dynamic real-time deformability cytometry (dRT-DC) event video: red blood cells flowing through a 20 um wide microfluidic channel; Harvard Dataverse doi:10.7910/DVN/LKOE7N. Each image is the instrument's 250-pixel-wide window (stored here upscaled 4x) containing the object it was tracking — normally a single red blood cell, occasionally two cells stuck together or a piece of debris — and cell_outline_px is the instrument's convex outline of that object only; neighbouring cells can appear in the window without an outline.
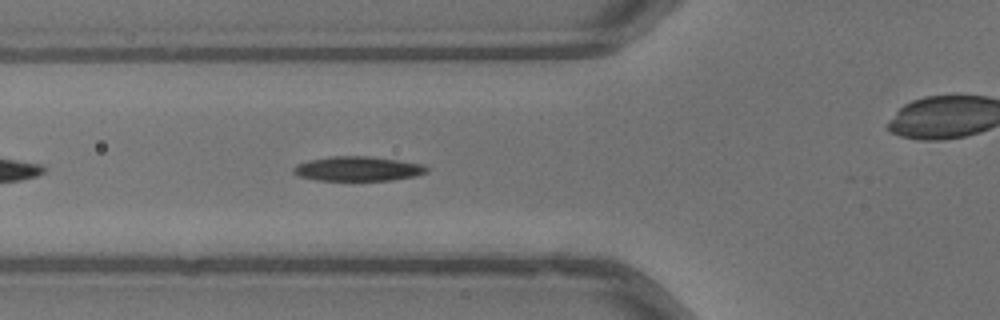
{"species": "common noctule bat (a hibernating species)", "species_latin": "Nyctalus noctula", "temperature_condition": "warm", "stored_images_in_passage": 38, "camera_frame_rate_fps": 3000, "um_per_image_px": 0.085, "animal": {"sex": "male", "body_mass_g": 13.3}, "frame": {"image": 1, "passage_image": 5, "time_ms": 1.333, "image_size_px": [1000, 320], "cell_outline_px": [[428, 172], [416, 176], [392, 180], [316, 180], [300, 176], [292, 172], [292, 168], [296, 164], [308, 160], [332, 156], [368, 156], [424, 164], [428, 168]], "centroid_in_image_um": [30.41, 14.34], "position_along_channel_um": 95.4, "area_um2": 19.07}}
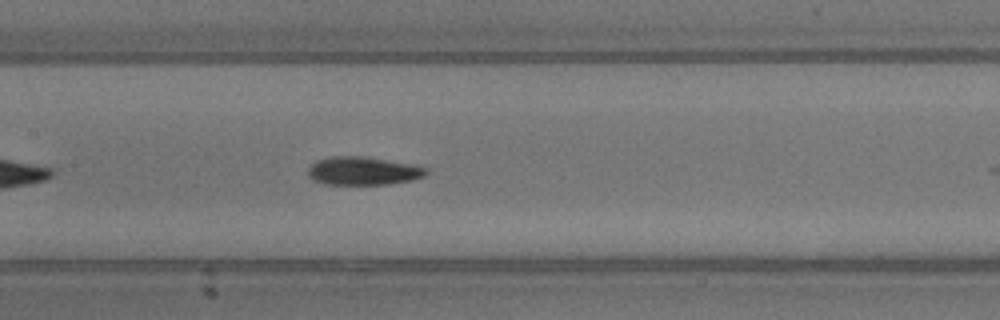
{"frame": {"image": 2, "passage_image": 11, "time_ms": 3.333, "image_size_px": [1000, 320], "cell_outline_px": [[428, 172], [424, 176], [412, 180], [388, 184], [324, 184], [312, 180], [308, 176], [308, 168], [316, 160], [328, 156], [364, 156], [416, 164], [428, 168]], "centroid_in_image_um": [30.87, 14.51], "position_along_channel_um": 176.5, "area_um2": 19.77}}
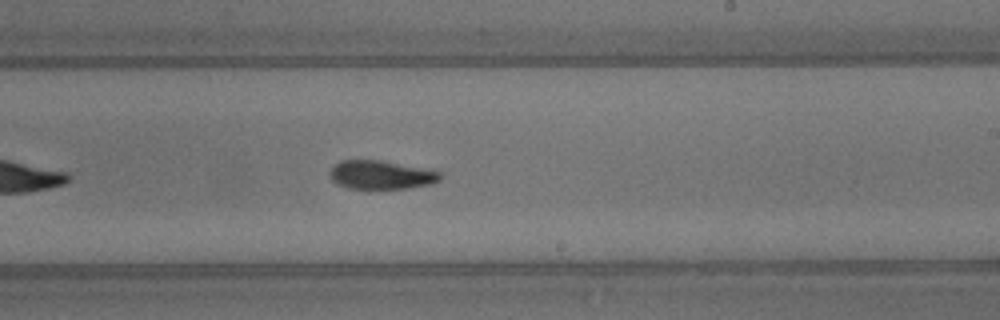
{"frame": {"image": 3, "passage_image": 17, "time_ms": 5.333, "image_size_px": [1000, 320], "cell_outline_px": [[444, 176], [440, 180], [432, 184], [408, 188], [368, 192], [348, 188], [336, 184], [332, 180], [332, 168], [340, 160], [380, 160], [432, 168], [440, 172]], "centroid_in_image_um": [32.47, 14.9], "position_along_channel_um": 256.5, "area_um2": 19.48}, "authors_computed_cell_mechanics": {"area_um2": 19.1896, "velocity_mm_per_s": 4.0272, "shape_relaxation_time_tau1_ms": 3.6521, "shape_relaxation_time_tau2_ms": 2.5086, "deformation_change_tau1": 0.1566, "deformation_change_tau2": 0.0802}}